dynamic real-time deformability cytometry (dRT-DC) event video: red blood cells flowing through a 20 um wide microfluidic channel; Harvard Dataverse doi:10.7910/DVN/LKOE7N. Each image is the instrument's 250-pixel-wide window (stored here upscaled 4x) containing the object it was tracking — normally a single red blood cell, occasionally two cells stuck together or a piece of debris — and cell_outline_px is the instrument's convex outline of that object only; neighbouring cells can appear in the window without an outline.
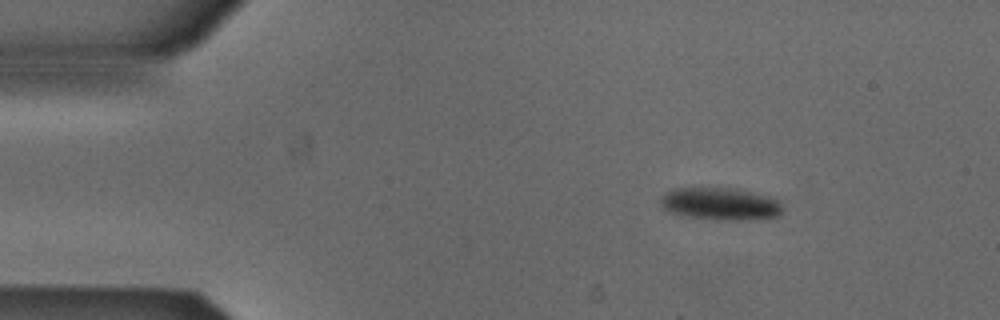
{"species": "Egyptian fruit bat (a non-hibernating species)", "species_latin": "Rousettus aegyptiacus", "temperature_condition": "cold", "stored_images_in_passage": 46, "camera_frame_rate_fps": 3000, "um_per_image_px": 0.085, "animal": {"sex": "male"}, "frame": {"image": 1, "passage_image": 1, "time_ms": 0.0, "image_size_px": [1000, 320], "cell_outline_px": [[780, 212], [776, 216], [736, 220], [692, 216], [672, 212], [664, 208], [660, 204], [660, 196], [664, 192], [672, 188], [696, 184], [704, 184], [736, 188], [756, 192], [772, 196], [780, 204]], "centroid_in_image_um": [61.13, 17.21], "position_along_channel_um": 23.9, "area_um2": 23.58}}
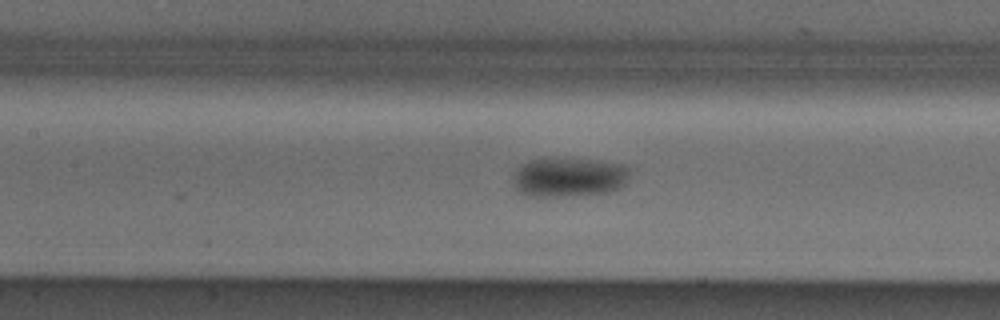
{"frame": {"image": 2, "passage_image": 17, "time_ms": 5.333, "image_size_px": [1000, 320], "cell_outline_px": [[628, 176], [624, 184], [620, 188], [608, 192], [572, 196], [528, 196], [520, 192], [512, 184], [512, 180], [520, 164], [528, 160], [548, 156], [596, 160], [624, 164], [628, 168]], "centroid_in_image_um": [48.31, 15.03], "position_along_channel_um": 159.1, "area_um2": 27.4}}
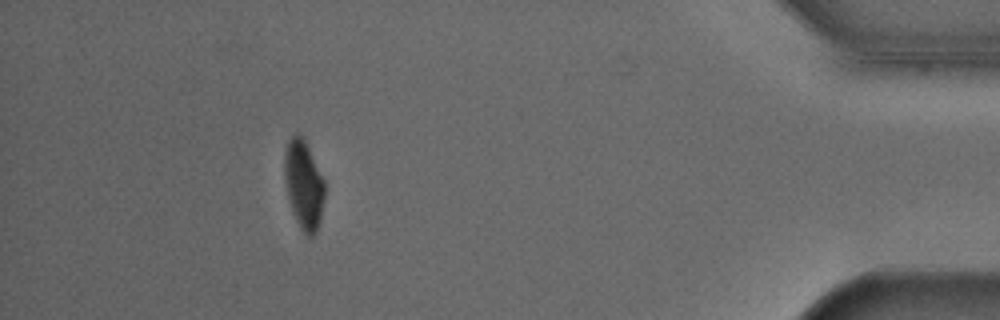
{"frame": {"image": 3, "passage_image": 41, "time_ms": 13.333, "image_size_px": [1000, 320], "cell_outline_px": [[324, 200], [320, 220], [316, 232], [312, 236], [308, 236], [300, 228], [292, 212], [284, 180], [284, 152], [288, 140], [296, 132], [300, 132], [304, 136], [324, 180]], "centroid_in_image_um": [25.8, 15.64], "position_along_channel_um": 409.4, "area_um2": 21.04}}